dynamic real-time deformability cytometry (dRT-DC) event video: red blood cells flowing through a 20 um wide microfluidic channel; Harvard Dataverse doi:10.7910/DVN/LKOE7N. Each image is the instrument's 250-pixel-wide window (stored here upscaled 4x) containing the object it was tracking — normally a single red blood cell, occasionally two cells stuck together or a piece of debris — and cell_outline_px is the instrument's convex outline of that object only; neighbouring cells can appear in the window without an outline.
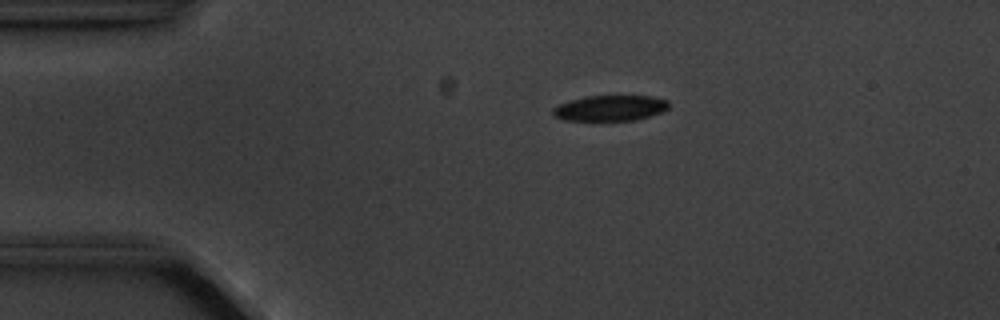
{"species": "common noctule bat (a hibernating species)", "species_latin": "Nyctalus noctula", "temperature_condition": "cold", "stored_images_in_passage": 13, "camera_frame_rate_fps": 3000, "um_per_image_px": 0.085, "animal": {"sex": "male", "body_mass_g": 20.1, "forearm_length_mm": 53.5}, "frame": {"image": 1, "passage_image": 1, "time_ms": 0.0, "image_size_px": [1000, 320], "cell_outline_px": [[668, 108], [660, 112], [636, 120], [564, 120], [556, 116], [552, 112], [552, 108], [560, 104], [572, 100], [588, 96], [652, 96], [668, 100]], "centroid_in_image_um": [51.88, 9.18], "position_along_channel_um": 33.1, "area_um2": 16.99}}
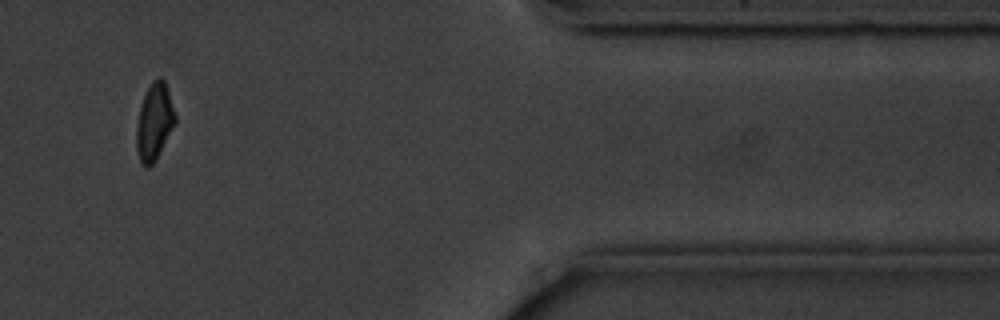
{"frame": {"image": 2, "passage_image": 11, "time_ms": 12.333, "image_size_px": [1000, 320], "cell_outline_px": [[176, 120], [156, 160], [148, 168], [144, 168], [140, 160], [136, 148], [136, 124], [140, 104], [152, 80], [160, 76], [164, 80], [176, 116]], "centroid_in_image_um": [13.09, 10.37], "position_along_channel_um": 398.3, "area_um2": 17.22}, "authors_computed_cell_mechanics": {"area_um2": 17.6868, "velocity_mm_per_s": 3.5624, "shape_relaxation_time_tau1_ms": 1.5382, "shape_relaxation_time_tau2_ms": null, "deformation_change_tau1": 0.0754, "deformation_change_tau2": null}}